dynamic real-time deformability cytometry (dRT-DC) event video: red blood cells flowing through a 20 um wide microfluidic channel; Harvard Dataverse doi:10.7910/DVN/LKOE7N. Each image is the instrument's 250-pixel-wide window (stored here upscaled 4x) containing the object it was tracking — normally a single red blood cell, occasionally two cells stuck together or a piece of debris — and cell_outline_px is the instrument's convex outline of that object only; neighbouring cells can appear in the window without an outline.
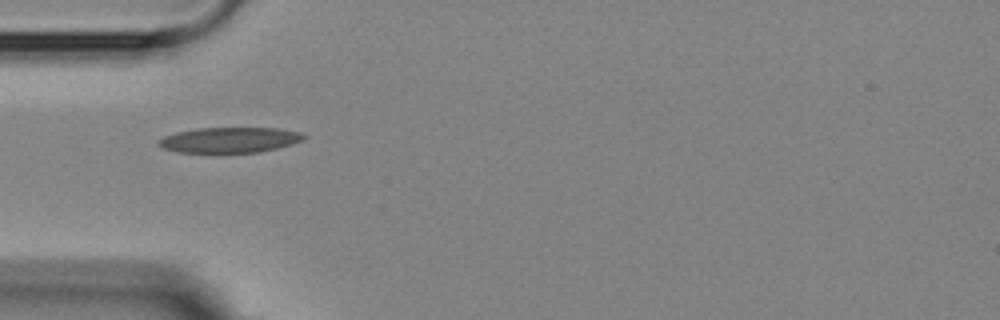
{"species": "Egyptian fruit bat (a non-hibernating species)", "species_latin": "Rousettus aegyptiacus", "temperature_condition": "room temperature", "stored_images_in_passage": 10, "camera_frame_rate_fps": 3000, "um_per_image_px": 0.085, "animal": {"sex": "female"}, "frame": {"image": 1, "passage_image": 1, "time_ms": 0.0, "image_size_px": [1000, 320], "cell_outline_px": [[308, 136], [304, 140], [292, 144], [260, 152], [176, 152], [164, 148], [156, 144], [156, 140], [164, 136], [176, 132], [196, 128], [276, 128], [300, 132]], "centroid_in_image_um": [19.51, 11.89], "position_along_channel_um": 65.5, "area_um2": 21.56}}
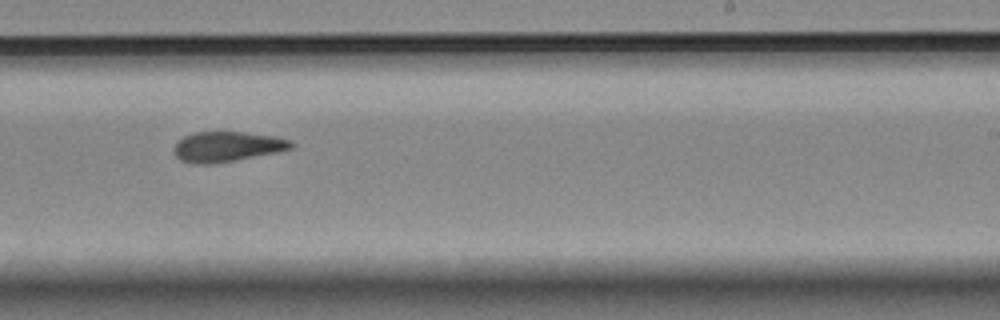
{"frame": {"image": 2, "passage_image": 6, "time_ms": 5.667, "image_size_px": [1000, 320], "cell_outline_px": [[296, 144], [292, 148], [276, 152], [212, 164], [192, 164], [180, 160], [176, 156], [176, 144], [184, 136], [192, 132], [244, 132], [272, 136], [292, 140]], "centroid_in_image_um": [19.32, 12.46], "position_along_channel_um": 269.7, "area_um2": 20.35}}
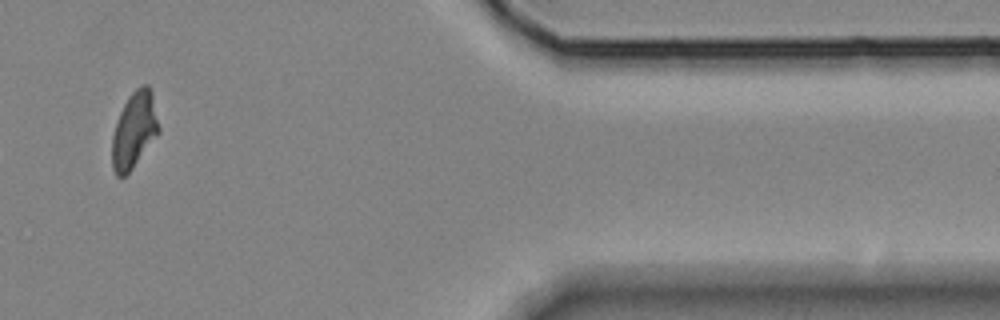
{"frame": {"image": 3, "passage_image": 9, "time_ms": 10.333, "image_size_px": [1000, 320], "cell_outline_px": [[160, 132], [132, 168], [124, 176], [116, 176], [112, 168], [112, 136], [120, 112], [128, 96], [136, 88], [144, 84], [148, 84], [152, 92], [160, 128]], "centroid_in_image_um": [11.42, 11.04], "position_along_channel_um": 400.0, "area_um2": 20.63}, "authors_computed_cell_mechanics": {"area_um2": 20.6635, "velocity_mm_per_s": 3.6058, "shape_relaxation_time_tau1_ms": null, "shape_relaxation_time_tau2_ms": 3.3805, "deformation_change_tau1": null, "deformation_change_tau2": 0.0853}}